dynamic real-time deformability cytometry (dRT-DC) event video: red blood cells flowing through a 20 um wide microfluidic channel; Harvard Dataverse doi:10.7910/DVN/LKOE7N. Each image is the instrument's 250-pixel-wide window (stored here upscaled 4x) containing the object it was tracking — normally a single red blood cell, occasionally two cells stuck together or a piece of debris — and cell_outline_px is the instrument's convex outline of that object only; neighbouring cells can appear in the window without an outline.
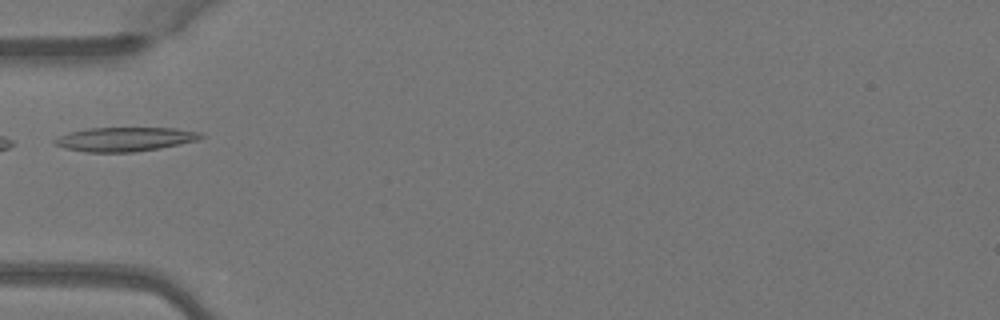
{"species": "Egyptian fruit bat (a non-hibernating species)", "species_latin": "Rousettus aegyptiacus", "temperature_condition": "warm", "stored_images_in_passage": 3, "camera_frame_rate_fps": 3000, "um_per_image_px": 0.085, "animal": {"sex": "female"}, "frame": {"image": 1, "passage_image": 2, "time_ms": 0.333, "image_size_px": [1000, 320], "cell_outline_px": [[208, 136], [196, 140], [180, 144], [160, 148], [136, 152], [84, 152], [64, 148], [52, 144], [52, 140], [68, 132], [88, 128], [176, 128], [200, 132]], "centroid_in_image_um": [10.6, 11.83], "position_along_channel_um": 74.4, "area_um2": 20.75}}
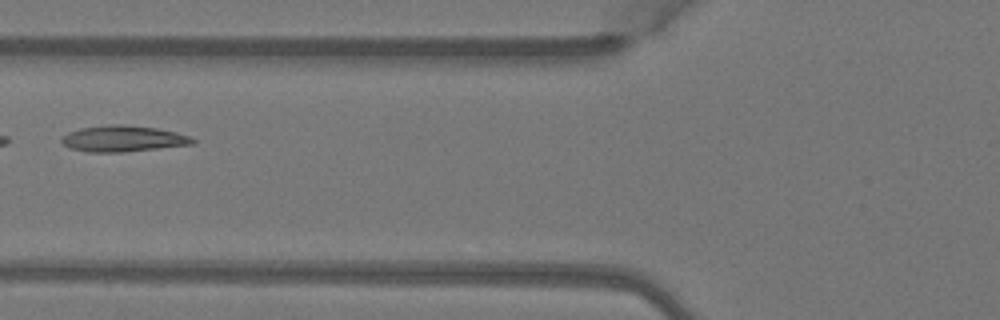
{"frame": {"image": 2, "passage_image": 3, "time_ms": 0.667, "image_size_px": [1000, 320], "cell_outline_px": [[196, 144], [124, 152], [88, 152], [68, 148], [60, 140], [68, 132], [80, 128], [108, 124], [120, 124], [156, 128], [176, 132], [188, 136], [196, 140]], "centroid_in_image_um": [10.46, 11.79], "position_along_channel_um": 115.3, "area_um2": 20.0}}